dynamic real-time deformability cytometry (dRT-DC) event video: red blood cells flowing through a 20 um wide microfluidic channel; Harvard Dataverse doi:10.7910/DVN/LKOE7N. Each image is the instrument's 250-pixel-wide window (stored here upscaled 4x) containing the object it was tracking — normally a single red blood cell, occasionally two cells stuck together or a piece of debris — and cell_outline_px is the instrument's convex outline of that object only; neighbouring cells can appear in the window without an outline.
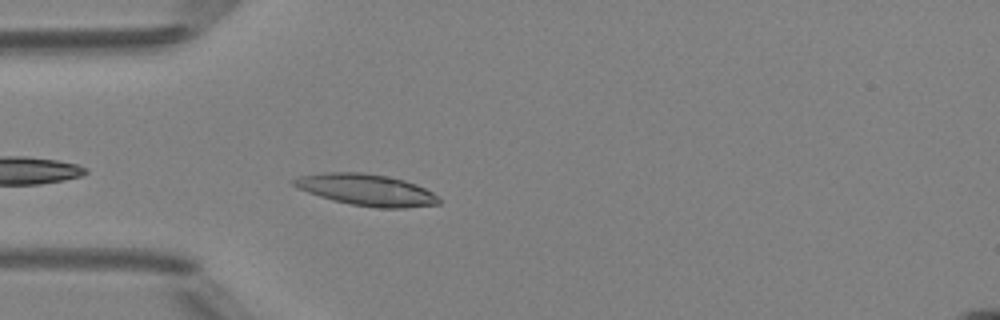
{"species": "Egyptian fruit bat (a non-hibernating species)", "species_latin": "Rousettus aegyptiacus", "temperature_condition": "room temperature", "stored_images_in_passage": 37, "camera_frame_rate_fps": 3000, "um_per_image_px": 0.085, "animal": {"sex": "female"}, "frame": {"image": 1, "passage_image": 4, "time_ms": 1.0, "image_size_px": [1000, 320], "cell_outline_px": [[440, 204], [404, 208], [376, 208], [352, 204], [332, 200], [296, 188], [292, 184], [292, 180], [300, 176], [324, 172], [364, 172], [404, 180], [416, 184], [432, 192], [440, 200]], "centroid_in_image_um": [31.13, 16.14], "position_along_channel_um": 53.9, "area_um2": 26.53}}
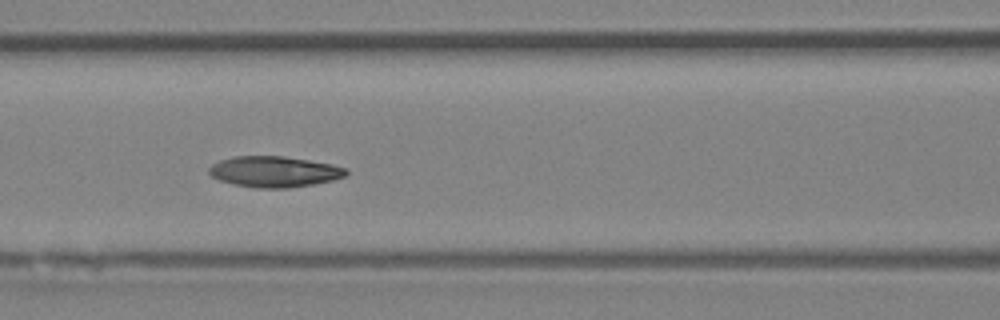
{"frame": {"image": 2, "passage_image": 11, "time_ms": 3.333, "image_size_px": [1000, 320], "cell_outline_px": [[348, 172], [344, 176], [332, 180], [312, 184], [288, 188], [256, 188], [232, 184], [220, 180], [212, 176], [208, 172], [208, 168], [212, 164], [220, 160], [232, 156], [284, 156], [332, 164], [348, 168]], "centroid_in_image_um": [23.29, 14.59], "position_along_channel_um": 143.3, "area_um2": 24.68}}
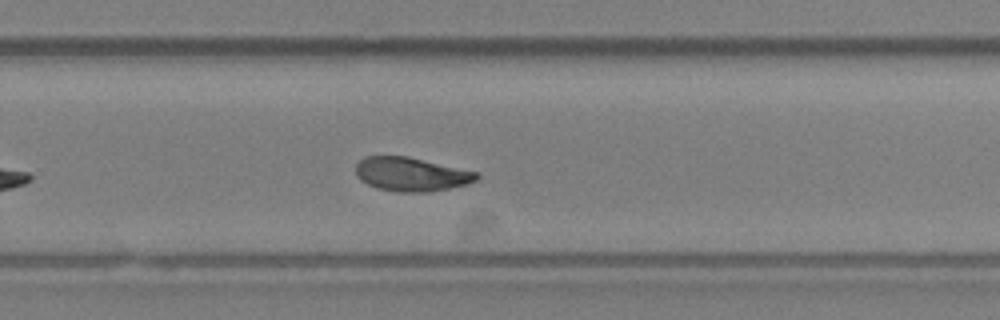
{"frame": {"image": 3, "passage_image": 22, "time_ms": 7.0, "image_size_px": [1000, 320], "cell_outline_px": [[480, 176], [476, 180], [468, 184], [428, 192], [396, 192], [376, 188], [360, 180], [356, 176], [356, 164], [364, 156], [408, 156], [480, 172]], "centroid_in_image_um": [34.96, 14.81], "position_along_channel_um": 294.8, "area_um2": 24.1}, "authors_computed_cell_mechanics": {"area_um2": 23.8136, "velocity_mm_per_s": 4.1514, "shape_relaxation_time_tau1_ms": 6.3746, "shape_relaxation_time_tau2_ms": 6.9174, "deformation_change_tau1": 0.178, "deformation_change_tau2": 0.1135}}